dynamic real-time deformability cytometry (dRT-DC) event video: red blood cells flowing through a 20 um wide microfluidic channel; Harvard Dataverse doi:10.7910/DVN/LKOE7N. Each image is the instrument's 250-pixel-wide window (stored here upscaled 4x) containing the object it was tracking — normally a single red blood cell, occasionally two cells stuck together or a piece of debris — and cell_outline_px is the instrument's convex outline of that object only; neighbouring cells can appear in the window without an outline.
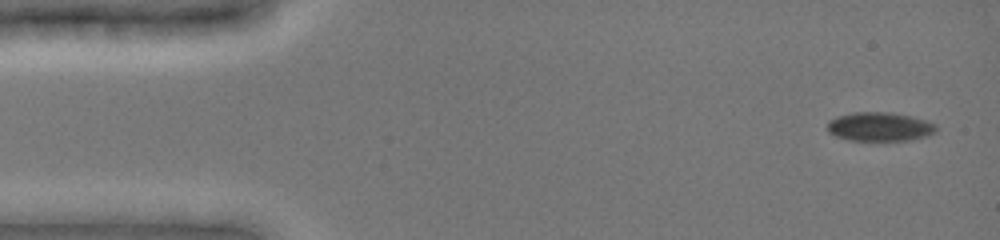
{"species": "common noctule bat (a hibernating species)", "species_latin": "Nyctalus noctula", "temperature_condition": "cold", "stored_images_in_passage": 44, "camera_frame_rate_fps": 3000, "um_per_image_px": 0.085, "animal": {"sex": "female", "body_mass_g": 19.0, "forearm_length_mm": 51.5}, "frame": {"image": 1, "passage_image": 1, "time_ms": 0.0, "image_size_px": [1000, 240], "cell_outline_px": [[936, 132], [928, 136], [912, 140], [848, 140], [836, 136], [828, 132], [828, 120], [836, 116], [852, 112], [888, 112], [912, 116], [928, 120], [936, 124]], "centroid_in_image_um": [74.79, 10.76], "position_along_channel_um": 10.2, "area_um2": 18.55}}
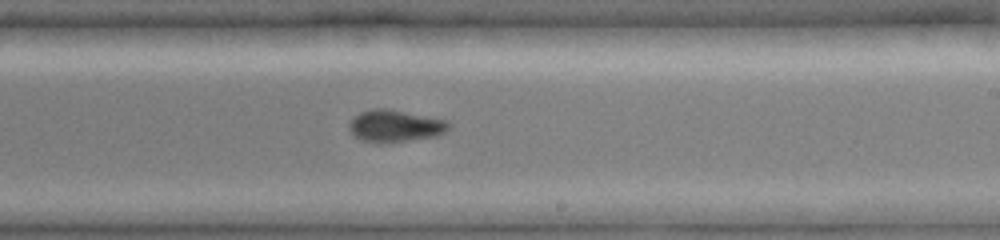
{"frame": {"image": 2, "passage_image": 28, "time_ms": 9.0, "image_size_px": [1000, 240], "cell_outline_px": [[452, 124], [444, 132], [436, 136], [380, 144], [360, 140], [348, 128], [348, 124], [360, 112], [372, 108], [384, 108], [448, 120]], "centroid_in_image_um": [33.58, 10.71], "position_along_channel_um": 255.4, "area_um2": 18.55}}
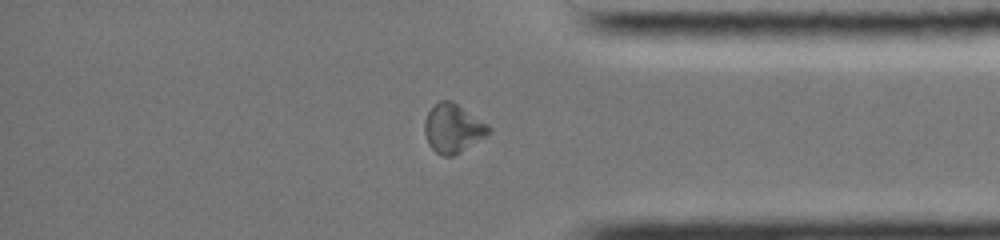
{"frame": {"image": 3, "passage_image": 39, "time_ms": 12.667, "image_size_px": [1000, 240], "cell_outline_px": [[492, 128], [484, 136], [460, 152], [452, 156], [444, 156], [436, 152], [428, 144], [424, 132], [424, 120], [432, 104], [440, 100], [452, 100], [488, 124]], "centroid_in_image_um": [38.46, 10.87], "position_along_channel_um": 396.7, "area_um2": 18.15}}